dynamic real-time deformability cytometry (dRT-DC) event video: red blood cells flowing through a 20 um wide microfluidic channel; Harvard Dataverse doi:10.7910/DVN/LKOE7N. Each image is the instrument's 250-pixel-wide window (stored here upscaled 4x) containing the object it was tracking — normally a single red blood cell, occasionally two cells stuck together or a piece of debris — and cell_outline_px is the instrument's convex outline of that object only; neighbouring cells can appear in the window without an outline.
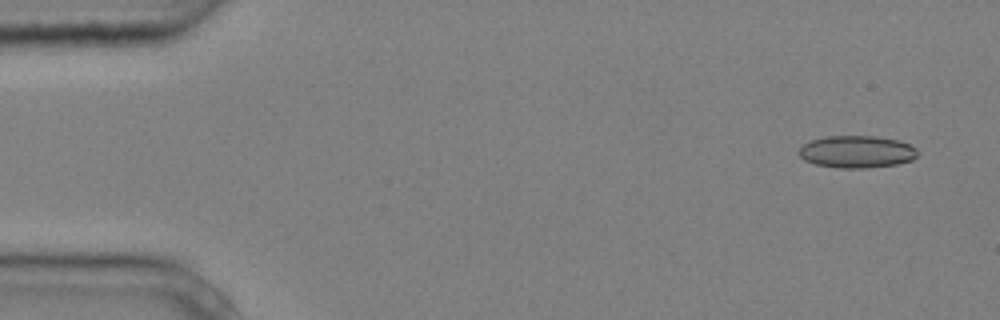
{"species": "common noctule bat (a hibernating species)", "species_latin": "Nyctalus noctula", "temperature_condition": "cold", "stored_images_in_passage": 4, "camera_frame_rate_fps": 3000, "um_per_image_px": 0.085, "animal": {"sex": "male", "body_mass_g": 20.4}, "frame": {"image": 1, "passage_image": 1, "time_ms": 0.0, "image_size_px": [1000, 320], "cell_outline_px": [[920, 152], [912, 160], [896, 164], [864, 168], [836, 168], [816, 164], [804, 160], [796, 152], [804, 144], [812, 140], [824, 136], [876, 136], [900, 140], [916, 148]], "centroid_in_image_um": [72.82, 12.89], "position_along_channel_um": 12.2, "area_um2": 22.43}}
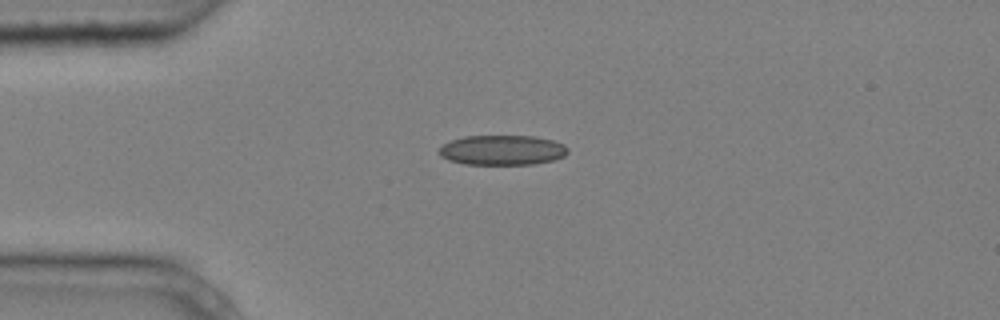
{"frame": {"image": 2, "passage_image": 4, "time_ms": 1.0, "image_size_px": [1000, 320], "cell_outline_px": [[568, 152], [564, 156], [556, 160], [532, 164], [464, 164], [448, 160], [440, 156], [440, 148], [444, 144], [452, 140], [464, 136], [536, 136], [552, 140], [564, 144], [568, 148]], "centroid_in_image_um": [42.72, 12.76], "position_along_channel_um": 42.3, "area_um2": 22.48}}